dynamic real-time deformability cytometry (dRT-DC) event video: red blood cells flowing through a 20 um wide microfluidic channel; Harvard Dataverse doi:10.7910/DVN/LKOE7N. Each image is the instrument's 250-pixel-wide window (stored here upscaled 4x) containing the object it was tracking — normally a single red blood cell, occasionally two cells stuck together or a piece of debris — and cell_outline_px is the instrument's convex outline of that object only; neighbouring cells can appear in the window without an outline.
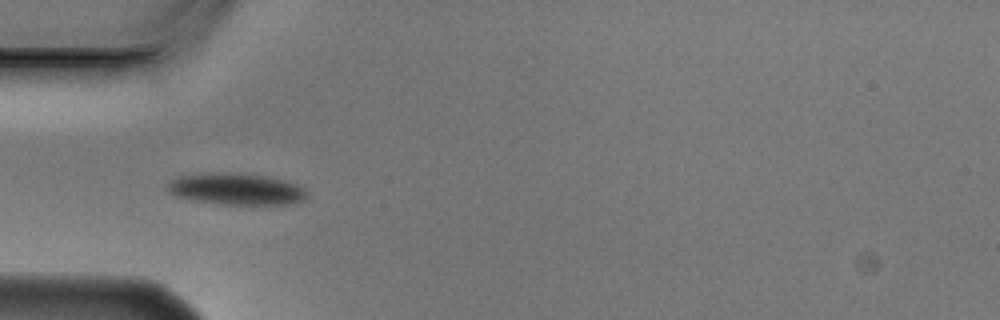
{"species": "Egyptian fruit bat (a non-hibernating species)", "species_latin": "Rousettus aegyptiacus", "temperature_condition": "cold", "stored_images_in_passage": 9, "camera_frame_rate_fps": 3000, "um_per_image_px": 0.085, "animal": {"sex": "male"}, "frame": {"image": 1, "passage_image": 4, "time_ms": 1.0, "image_size_px": [1000, 320], "cell_outline_px": [[308, 196], [304, 200], [296, 204], [220, 204], [192, 200], [172, 196], [164, 188], [164, 184], [168, 180], [176, 176], [200, 172], [232, 172], [264, 176], [284, 180], [296, 184], [304, 188], [308, 192]], "centroid_in_image_um": [19.97, 16.05], "position_along_channel_um": 65.0, "area_um2": 26.53}}
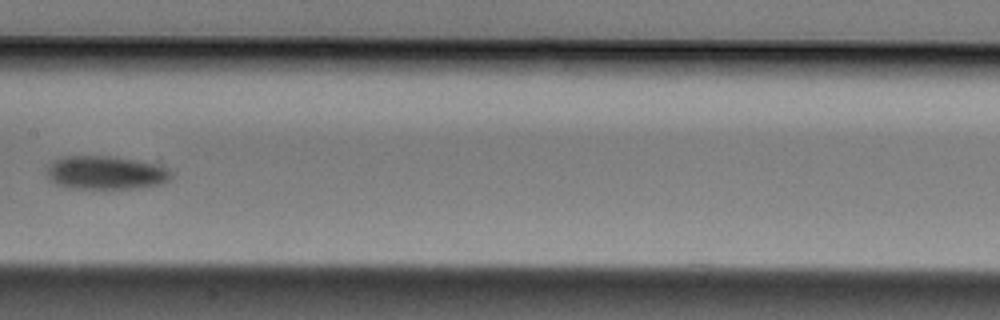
{"frame": {"image": 2, "passage_image": 7, "time_ms": 2.0, "image_size_px": [1000, 320], "cell_outline_px": [[172, 176], [168, 180], [160, 184], [132, 188], [68, 188], [56, 184], [48, 180], [48, 164], [52, 160], [60, 156], [108, 156], [136, 160], [168, 168], [172, 172]], "centroid_in_image_um": [8.93, 14.67], "position_along_channel_um": 198.5, "area_um2": 24.16}}
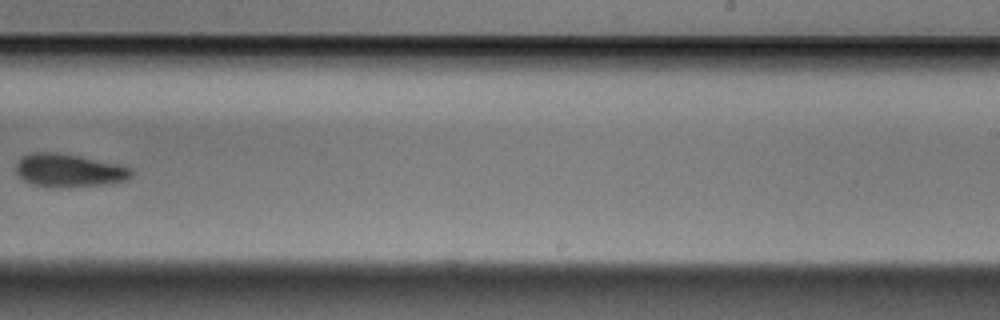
{"frame": {"image": 3, "passage_image": 9, "time_ms": 2.667, "image_size_px": [1000, 320], "cell_outline_px": [[132, 176], [128, 180], [100, 184], [52, 188], [32, 184], [24, 180], [16, 172], [16, 160], [28, 152], [56, 152], [80, 156], [120, 164], [132, 168]], "centroid_in_image_um": [5.83, 14.47], "position_along_channel_um": 283.2, "area_um2": 22.43}}